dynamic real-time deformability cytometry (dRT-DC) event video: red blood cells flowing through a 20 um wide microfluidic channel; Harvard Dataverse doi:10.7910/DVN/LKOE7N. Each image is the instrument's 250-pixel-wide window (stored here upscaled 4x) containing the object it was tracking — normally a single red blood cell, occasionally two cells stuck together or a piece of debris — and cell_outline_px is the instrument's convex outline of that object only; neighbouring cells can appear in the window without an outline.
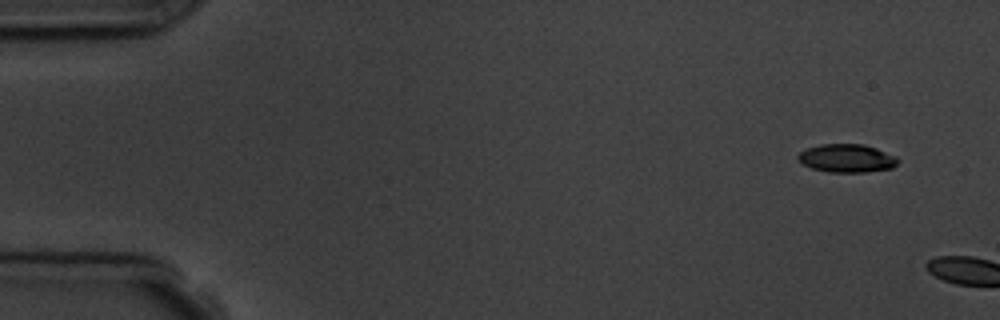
{"species": "common noctule bat (a hibernating species)", "species_latin": "Nyctalus noctula", "temperature_condition": "room temperature", "stored_images_in_passage": 2, "camera_frame_rate_fps": 3000, "um_per_image_px": 0.085, "animal": {"sex": "male", "body_mass_g": 19.5, "forearm_length_mm": 54.6}, "frame": {"image": 1, "passage_image": 1, "time_ms": 0.0, "image_size_px": [1000, 320], "cell_outline_px": [[900, 160], [892, 168], [868, 172], [828, 172], [812, 168], [800, 164], [796, 160], [796, 156], [800, 152], [808, 148], [820, 144], [864, 144], [876, 148], [896, 156]], "centroid_in_image_um": [71.95, 13.45], "position_along_channel_um": 13.0, "area_um2": 16.65}}